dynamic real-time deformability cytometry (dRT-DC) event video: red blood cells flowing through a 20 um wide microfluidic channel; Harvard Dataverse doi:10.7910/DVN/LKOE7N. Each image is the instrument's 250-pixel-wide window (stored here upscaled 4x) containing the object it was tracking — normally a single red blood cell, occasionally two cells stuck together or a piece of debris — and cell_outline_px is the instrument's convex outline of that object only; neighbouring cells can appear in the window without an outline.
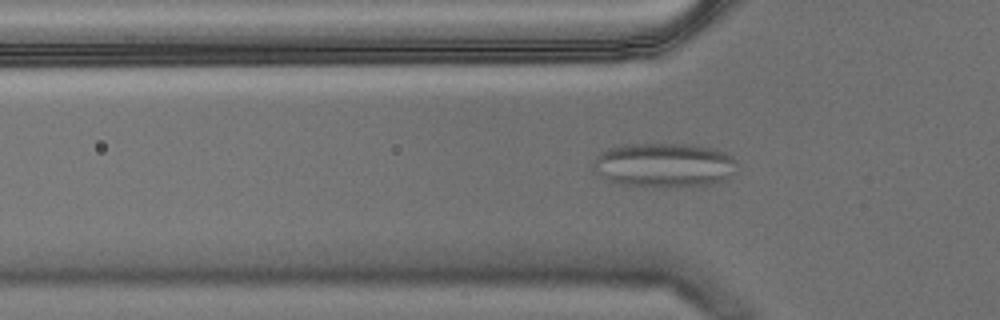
{"species": "Egyptian fruit bat (a non-hibernating species)", "species_latin": "Rousettus aegyptiacus", "temperature_condition": "warm", "stored_images_in_passage": 57, "camera_frame_rate_fps": 3000, "um_per_image_px": 0.085, "animal": {"sex": "male"}, "frame": {"image": 1, "passage_image": 18, "time_ms": 5.667, "image_size_px": [1000, 320], "cell_outline_px": [[736, 160], [732, 172], [724, 180], [708, 184], [624, 184], [608, 180], [600, 176], [592, 168], [592, 164], [600, 152], [608, 148], [624, 144], [692, 144], [716, 148], [732, 156]], "centroid_in_image_um": [56.41, 13.96], "position_along_channel_um": 69.4, "area_um2": 36.07}}
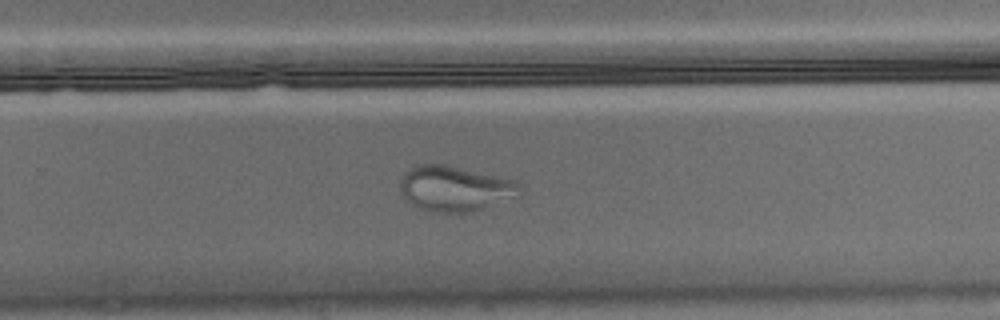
{"frame": {"image": 2, "passage_image": 37, "time_ms": 12.0, "image_size_px": [1000, 320], "cell_outline_px": [[520, 196], [484, 208], [468, 212], [432, 212], [420, 208], [412, 204], [404, 196], [400, 188], [400, 180], [412, 168], [420, 164], [444, 164], [516, 180], [520, 188]], "centroid_in_image_um": [38.71, 16.03], "position_along_channel_um": 291.1, "area_um2": 31.27}}
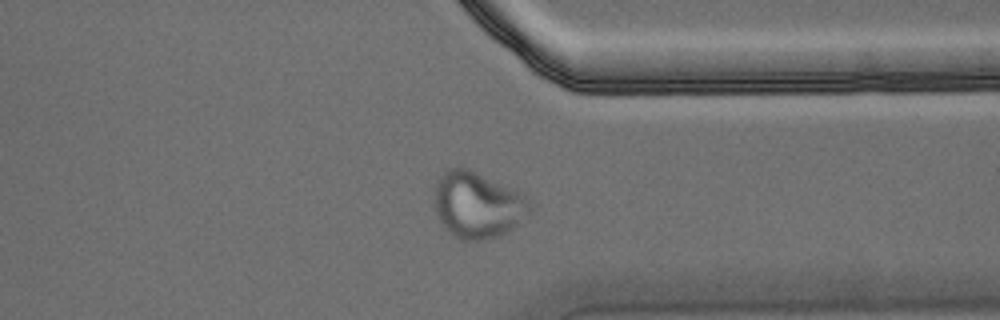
{"frame": {"image": 3, "passage_image": 44, "time_ms": 14.333, "image_size_px": [1000, 320], "cell_outline_px": [[536, 204], [508, 232], [500, 236], [484, 240], [464, 240], [448, 232], [440, 224], [436, 216], [432, 204], [436, 180], [448, 168], [468, 168], [520, 192], [528, 196]], "centroid_in_image_um": [40.56, 17.42], "position_along_channel_um": 370.8, "area_um2": 37.4}}